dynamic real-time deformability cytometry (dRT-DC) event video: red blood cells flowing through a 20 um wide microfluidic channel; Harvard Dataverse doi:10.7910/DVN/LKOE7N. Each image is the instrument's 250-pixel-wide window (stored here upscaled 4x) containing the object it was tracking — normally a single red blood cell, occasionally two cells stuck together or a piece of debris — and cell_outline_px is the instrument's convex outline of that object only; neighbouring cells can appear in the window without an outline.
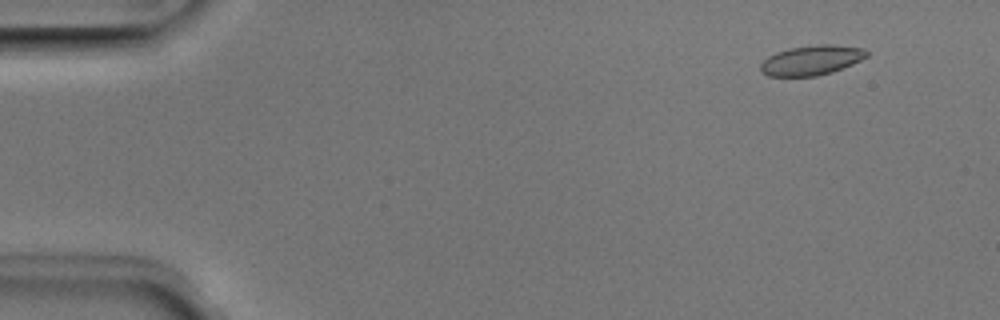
{"species": "Egyptian fruit bat (a non-hibernating species)", "species_latin": "Rousettus aegyptiacus", "temperature_condition": "room temperature", "stored_images_in_passage": 17, "camera_frame_rate_fps": 3000, "um_per_image_px": 0.085, "animal": {"sex": "male"}, "frame": {"image": 1, "passage_image": 5, "time_ms": 1.333, "image_size_px": [1000, 320], "cell_outline_px": [[868, 56], [852, 64], [832, 72], [816, 76], [768, 76], [760, 72], [760, 64], [768, 56], [776, 52], [788, 48], [816, 44], [832, 44], [864, 48], [868, 52]], "centroid_in_image_um": [68.96, 5.11], "position_along_channel_um": 16.0, "area_um2": 18.55}}
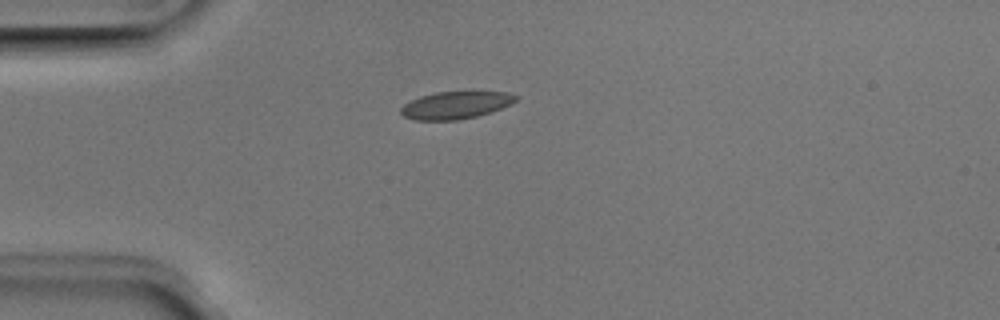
{"frame": {"image": 2, "passage_image": 14, "time_ms": 4.333, "image_size_px": [1000, 320], "cell_outline_px": [[520, 96], [512, 104], [492, 112], [460, 120], [412, 120], [404, 116], [400, 112], [400, 108], [404, 104], [420, 96], [436, 92], [472, 88], [508, 92]], "centroid_in_image_um": [38.82, 8.88], "position_along_channel_um": 46.2, "area_um2": 19.48}}